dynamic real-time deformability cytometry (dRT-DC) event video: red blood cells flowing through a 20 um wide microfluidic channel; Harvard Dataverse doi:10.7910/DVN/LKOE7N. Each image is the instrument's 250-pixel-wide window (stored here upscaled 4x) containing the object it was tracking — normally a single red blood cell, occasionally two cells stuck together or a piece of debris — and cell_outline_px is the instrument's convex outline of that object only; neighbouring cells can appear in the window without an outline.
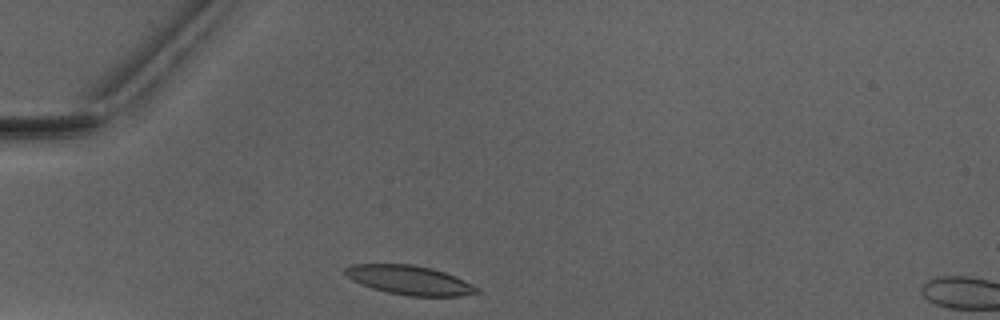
{"species": "Egyptian fruit bat (a non-hibernating species)", "species_latin": "Rousettus aegyptiacus", "temperature_condition": "warm", "stored_images_in_passage": 1, "camera_frame_rate_fps": 3000, "um_per_image_px": 0.085, "animal": {"sex": "male"}, "frame": {"image": 1, "passage_image": 1, "time_ms": 0.0, "image_size_px": [1000, 320], "cell_outline_px": [[480, 292], [460, 296], [408, 296], [388, 292], [372, 288], [352, 280], [344, 272], [344, 268], [352, 264], [412, 264], [432, 268], [444, 272], [464, 280], [480, 288]], "centroid_in_image_um": [34.82, 23.81], "position_along_channel_um": 50.2, "area_um2": 22.31}}